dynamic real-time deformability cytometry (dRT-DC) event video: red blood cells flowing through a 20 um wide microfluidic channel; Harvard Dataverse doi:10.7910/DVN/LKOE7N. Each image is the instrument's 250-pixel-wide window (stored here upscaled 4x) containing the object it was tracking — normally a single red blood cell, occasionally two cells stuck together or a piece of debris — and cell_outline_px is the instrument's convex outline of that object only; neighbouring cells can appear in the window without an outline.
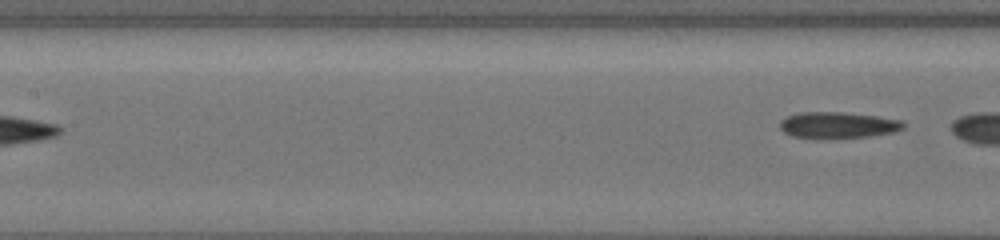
{"species": "common noctule bat (a hibernating species)", "species_latin": "Nyctalus noctula", "temperature_condition": "cold", "stored_images_in_passage": 10, "segment_of_instrument_passage": [2, 2], "camera_frame_rate_fps": 3000, "um_per_image_px": 0.085, "animal": {"sex": "female", "body_mass_g": 19.5, "forearm_length_mm": 54.1}, "frame": {"image": 1, "passage_image": 10, "time_ms": 8.333, "image_size_px": [1000, 240], "cell_outline_px": [[904, 128], [892, 132], [868, 136], [836, 140], [816, 140], [792, 136], [784, 132], [780, 128], [780, 120], [796, 112], [844, 112], [876, 116], [904, 120]], "centroid_in_image_um": [71.18, 10.66], "position_along_channel_um": 136.2, "area_um2": 19.59}}